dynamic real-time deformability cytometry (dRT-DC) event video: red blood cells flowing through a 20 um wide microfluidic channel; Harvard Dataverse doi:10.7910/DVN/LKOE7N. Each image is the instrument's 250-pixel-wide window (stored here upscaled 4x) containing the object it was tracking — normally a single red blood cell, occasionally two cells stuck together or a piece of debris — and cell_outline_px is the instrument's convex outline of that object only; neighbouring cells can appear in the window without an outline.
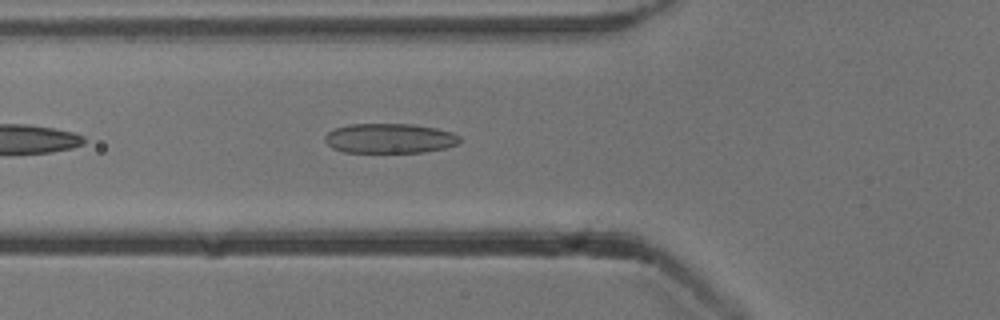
{"species": "common noctule bat (a hibernating species)", "species_latin": "Nyctalus noctula", "temperature_condition": "cold", "stored_images_in_passage": 21, "camera_frame_rate_fps": 3000, "um_per_image_px": 0.085, "animal": {"sex": "male", "body_mass_g": 13.3}, "frame": {"image": 1, "passage_image": 5, "time_ms": 1.333, "image_size_px": [1000, 320], "cell_outline_px": [[460, 140], [456, 144], [444, 148], [424, 152], [344, 152], [332, 148], [324, 140], [324, 136], [328, 132], [336, 128], [348, 124], [412, 124], [436, 128], [452, 132], [460, 136]], "centroid_in_image_um": [33.1, 11.76], "position_along_channel_um": 92.7, "area_um2": 23.35}}
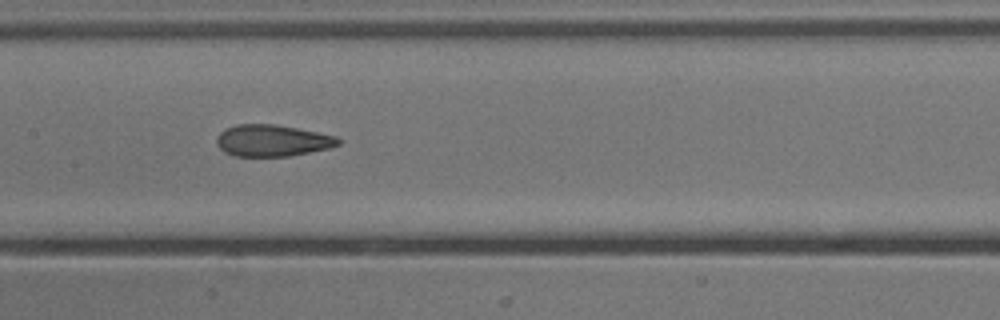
{"frame": {"image": 2, "passage_image": 12, "time_ms": 3.667, "image_size_px": [1000, 320], "cell_outline_px": [[340, 144], [332, 148], [288, 156], [236, 156], [224, 152], [216, 144], [216, 136], [224, 128], [236, 124], [276, 124], [336, 136], [340, 140]], "centroid_in_image_um": [23.12, 11.94], "position_along_channel_um": 184.3, "area_um2": 22.54}}
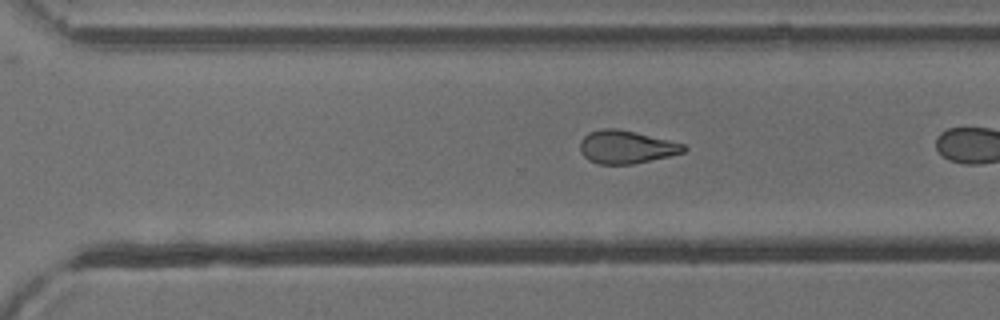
{"frame": {"image": 3, "passage_image": 20, "time_ms": 6.333, "image_size_px": [1000, 320], "cell_outline_px": [[688, 148], [684, 152], [668, 156], [632, 164], [600, 164], [588, 160], [580, 152], [580, 140], [588, 132], [600, 128], [616, 128], [636, 132], [684, 144]], "centroid_in_image_um": [53.19, 12.48], "position_along_channel_um": 317.4, "area_um2": 19.94}}